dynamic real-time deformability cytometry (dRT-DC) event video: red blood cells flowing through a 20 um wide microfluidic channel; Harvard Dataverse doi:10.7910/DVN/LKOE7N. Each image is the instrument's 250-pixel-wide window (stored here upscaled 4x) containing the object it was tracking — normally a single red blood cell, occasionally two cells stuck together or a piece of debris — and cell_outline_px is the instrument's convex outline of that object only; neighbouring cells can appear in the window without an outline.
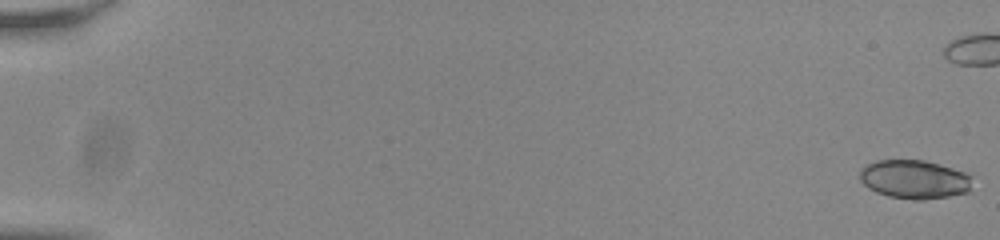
{"species": "common noctule bat (a hibernating species)", "species_latin": "Nyctalus noctula", "temperature_condition": "room temperature", "stored_images_in_passage": 47, "camera_frame_rate_fps": 3000, "um_per_image_px": 0.085, "animal": {"sex": "male", "body_mass_g": 20.0, "forearm_length_mm": 53.3}, "frame": {"image": 1, "passage_image": 1, "time_ms": 0.0, "image_size_px": [1000, 240], "cell_outline_px": [[972, 176], [968, 192], [948, 196], [924, 200], [912, 200], [888, 196], [876, 192], [868, 188], [860, 180], [860, 172], [868, 164], [876, 160], [924, 160], [952, 168], [964, 172]], "centroid_in_image_um": [77.72, 15.25], "position_along_channel_um": 7.3, "area_um2": 25.26}}